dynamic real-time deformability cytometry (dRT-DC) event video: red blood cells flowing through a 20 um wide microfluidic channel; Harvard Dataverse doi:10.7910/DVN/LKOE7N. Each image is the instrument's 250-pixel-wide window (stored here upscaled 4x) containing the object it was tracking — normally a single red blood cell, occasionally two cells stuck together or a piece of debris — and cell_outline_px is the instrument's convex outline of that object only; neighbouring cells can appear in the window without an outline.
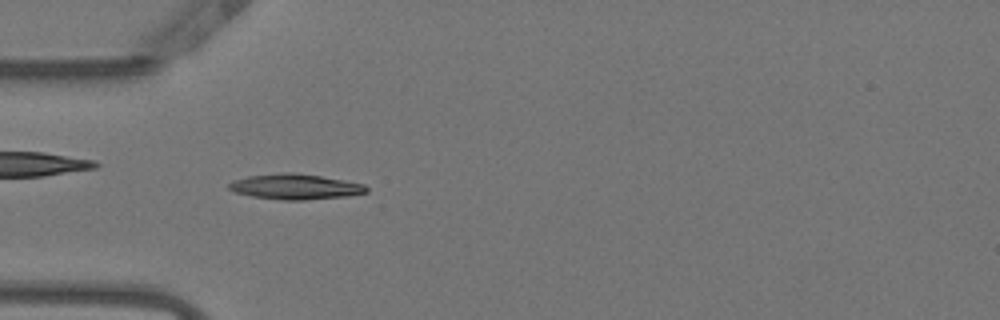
{"species": "Egyptian fruit bat (a non-hibernating species)", "species_latin": "Rousettus aegyptiacus", "temperature_condition": "warm", "stored_images_in_passage": 43, "camera_frame_rate_fps": 3000, "um_per_image_px": 0.085, "animal": {"sex": "female"}, "frame": {"image": 1, "passage_image": 12, "time_ms": 3.667, "image_size_px": [1000, 320], "cell_outline_px": [[368, 192], [348, 196], [304, 200], [284, 200], [252, 196], [236, 192], [228, 188], [228, 184], [232, 180], [248, 176], [284, 172], [292, 172], [320, 176], [344, 180], [364, 184], [368, 188]], "centroid_in_image_um": [25.1, 15.86], "position_along_channel_um": 59.9, "area_um2": 20.29}}
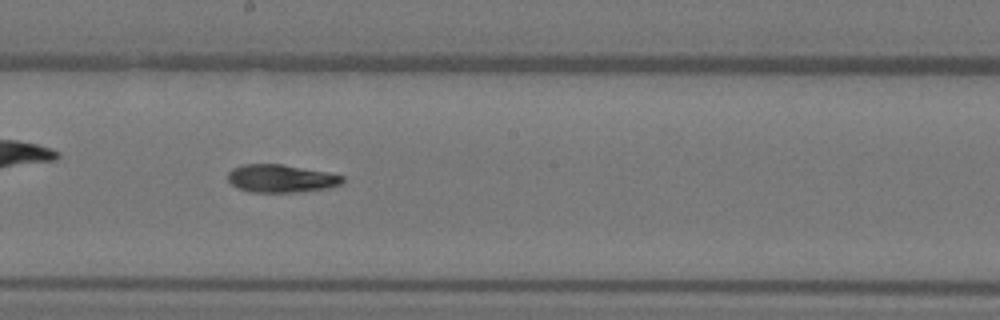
{"frame": {"image": 2, "passage_image": 25, "time_ms": 8.0, "image_size_px": [1000, 320], "cell_outline_px": [[344, 180], [340, 184], [328, 188], [296, 192], [252, 192], [240, 188], [232, 184], [228, 180], [228, 172], [232, 168], [244, 164], [284, 164], [328, 172], [344, 176]], "centroid_in_image_um": [23.9, 15.16], "position_along_channel_um": 224.3, "area_um2": 18.61}}
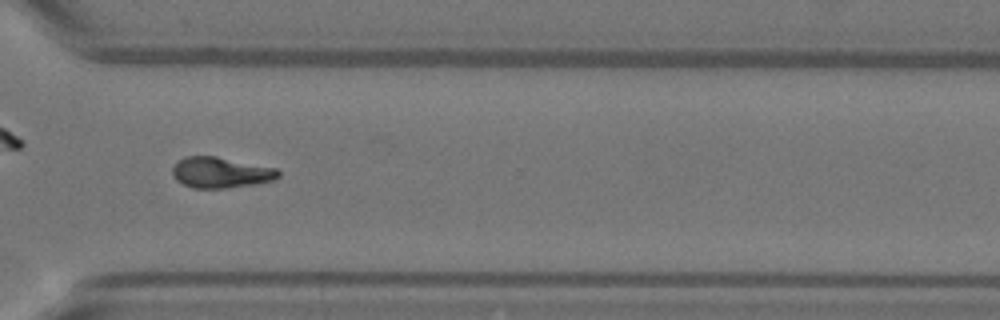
{"frame": {"image": 3, "passage_image": 35, "time_ms": 11.333, "image_size_px": [1000, 320], "cell_outline_px": [[280, 176], [276, 180], [256, 184], [224, 188], [192, 188], [176, 180], [172, 176], [172, 168], [184, 156], [216, 156], [276, 168], [280, 172]], "centroid_in_image_um": [18.78, 14.67], "position_along_channel_um": 351.8, "area_um2": 19.07}}